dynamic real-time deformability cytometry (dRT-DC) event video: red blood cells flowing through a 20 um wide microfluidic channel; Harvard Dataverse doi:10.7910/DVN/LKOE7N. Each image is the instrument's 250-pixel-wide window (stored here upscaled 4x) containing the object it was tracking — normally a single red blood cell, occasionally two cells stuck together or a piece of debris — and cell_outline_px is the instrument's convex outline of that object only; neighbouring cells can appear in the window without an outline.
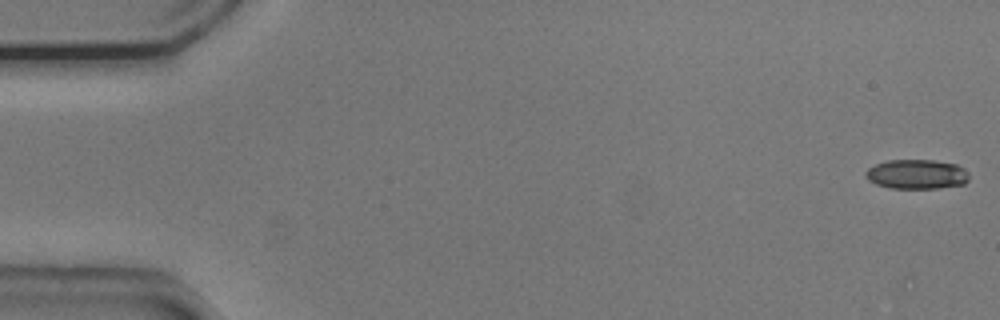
{"species": "common noctule bat (a hibernating species)", "species_latin": "Nyctalus noctula", "temperature_condition": "cold", "stored_images_in_passage": 20, "camera_frame_rate_fps": 3000, "um_per_image_px": 0.085, "animal": {"sex": "male", "body_mass_g": 20.5, "forearm_length_mm": 52.5}, "frame": {"image": 1, "passage_image": 1, "time_ms": 0.0, "image_size_px": [1000, 320], "cell_outline_px": [[968, 180], [964, 184], [940, 188], [892, 188], [876, 184], [868, 180], [864, 176], [864, 172], [868, 168], [876, 164], [888, 160], [932, 160], [956, 164], [968, 172]], "centroid_in_image_um": [77.9, 14.81], "position_along_channel_um": 7.1, "area_um2": 17.8}}
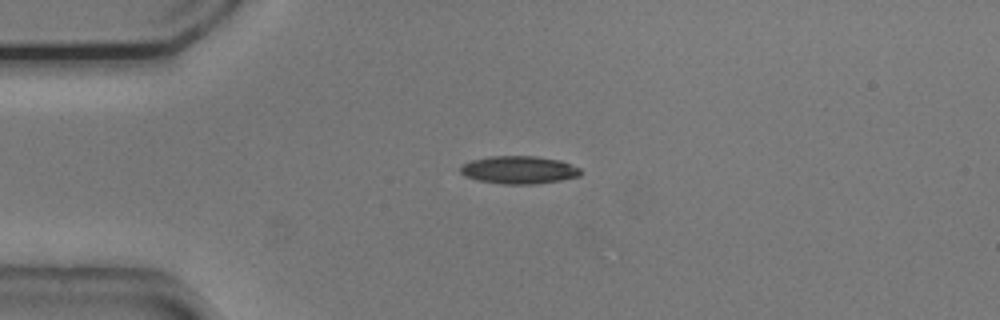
{"frame": {"image": 2, "passage_image": 13, "time_ms": 4.0, "image_size_px": [1000, 320], "cell_outline_px": [[580, 176], [560, 180], [536, 184], [500, 184], [476, 180], [464, 176], [460, 172], [460, 168], [464, 164], [472, 160], [488, 156], [536, 156], [560, 160], [580, 168]], "centroid_in_image_um": [44.09, 14.44], "position_along_channel_um": 40.9, "area_um2": 19.54}}